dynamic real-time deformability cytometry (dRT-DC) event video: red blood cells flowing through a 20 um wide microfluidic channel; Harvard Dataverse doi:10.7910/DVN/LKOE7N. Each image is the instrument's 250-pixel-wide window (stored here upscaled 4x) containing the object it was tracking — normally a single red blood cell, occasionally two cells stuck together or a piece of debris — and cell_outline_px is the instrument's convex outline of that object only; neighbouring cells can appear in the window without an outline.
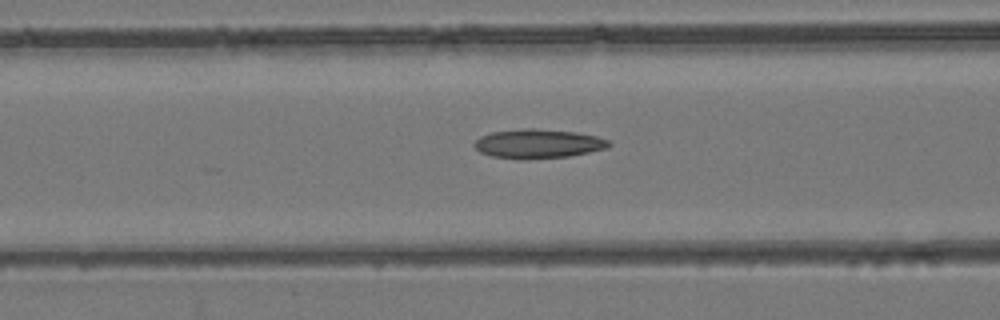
{"species": "common noctule bat (a hibernating species)", "species_latin": "Nyctalus noctula", "temperature_condition": "room temperature", "stored_images_in_passage": 32, "camera_frame_rate_fps": 3000, "um_per_image_px": 0.085, "animal": {"sex": "female", "body_mass_g": 24.6, "forearm_length_mm": 56.2}, "frame": {"image": 1, "passage_image": 9, "time_ms": 2.667, "image_size_px": [1000, 320], "cell_outline_px": [[612, 144], [608, 148], [568, 156], [492, 156], [480, 152], [472, 144], [480, 136], [492, 132], [524, 128], [536, 128], [576, 132], [596, 136], [608, 140]], "centroid_in_image_um": [45.77, 12.16], "position_along_channel_um": 120.8, "area_um2": 21.85}}
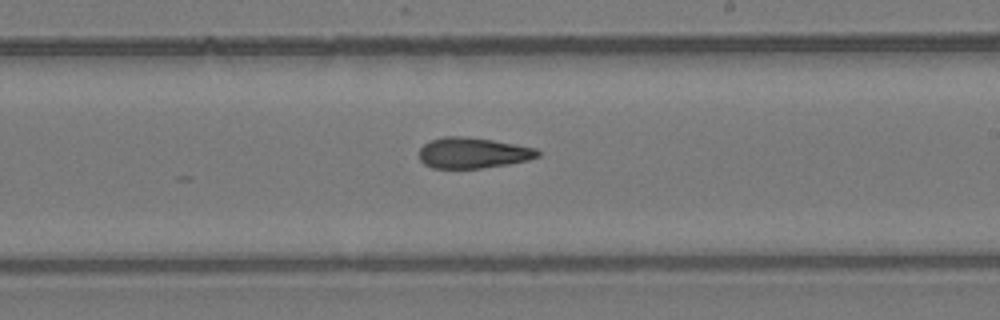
{"frame": {"image": 2, "passage_image": 18, "time_ms": 5.667, "image_size_px": [1000, 320], "cell_outline_px": [[540, 156], [528, 160], [508, 164], [480, 168], [432, 168], [424, 164], [420, 160], [420, 148], [424, 144], [432, 140], [444, 136], [464, 136], [492, 140], [536, 148], [540, 152]], "centroid_in_image_um": [40.2, 13.0], "position_along_channel_um": 248.8, "area_um2": 21.15}}
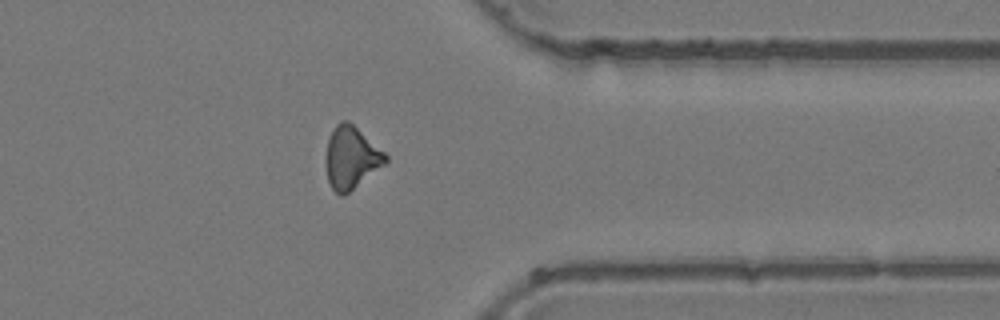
{"frame": {"image": 3, "passage_image": 28, "time_ms": 9.0, "image_size_px": [1000, 320], "cell_outline_px": [[388, 160], [384, 164], [344, 196], [340, 196], [332, 188], [328, 180], [324, 164], [324, 160], [328, 136], [336, 124], [340, 120], [348, 120], [384, 152], [388, 156]], "centroid_in_image_um": [29.8, 13.39], "position_along_channel_um": 381.6, "area_um2": 21.68}}